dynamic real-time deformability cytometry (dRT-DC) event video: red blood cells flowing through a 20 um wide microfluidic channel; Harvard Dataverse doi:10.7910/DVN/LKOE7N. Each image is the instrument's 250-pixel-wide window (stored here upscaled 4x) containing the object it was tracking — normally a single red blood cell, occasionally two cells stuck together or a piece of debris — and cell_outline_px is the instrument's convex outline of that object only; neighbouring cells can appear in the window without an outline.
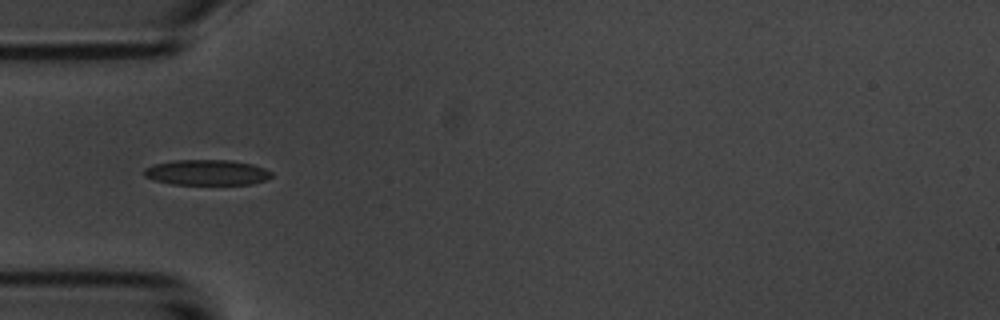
{"species": "common noctule bat (a hibernating species)", "species_latin": "Nyctalus noctula", "temperature_condition": "room temperature", "stored_images_in_passage": 1, "camera_frame_rate_fps": 3000, "um_per_image_px": 0.085, "animal": {"sex": "male", "body_mass_g": 20.1, "forearm_length_mm": 53.5}, "frame": {"image": 1, "passage_image": 1, "time_ms": 0.0, "image_size_px": [1000, 320], "cell_outline_px": [[272, 176], [264, 180], [252, 184], [172, 184], [156, 180], [144, 176], [144, 168], [152, 164], [172, 160], [228, 160], [252, 164], [264, 168], [272, 172]], "centroid_in_image_um": [17.56, 14.65], "position_along_channel_um": 67.4, "area_um2": 18.84}}